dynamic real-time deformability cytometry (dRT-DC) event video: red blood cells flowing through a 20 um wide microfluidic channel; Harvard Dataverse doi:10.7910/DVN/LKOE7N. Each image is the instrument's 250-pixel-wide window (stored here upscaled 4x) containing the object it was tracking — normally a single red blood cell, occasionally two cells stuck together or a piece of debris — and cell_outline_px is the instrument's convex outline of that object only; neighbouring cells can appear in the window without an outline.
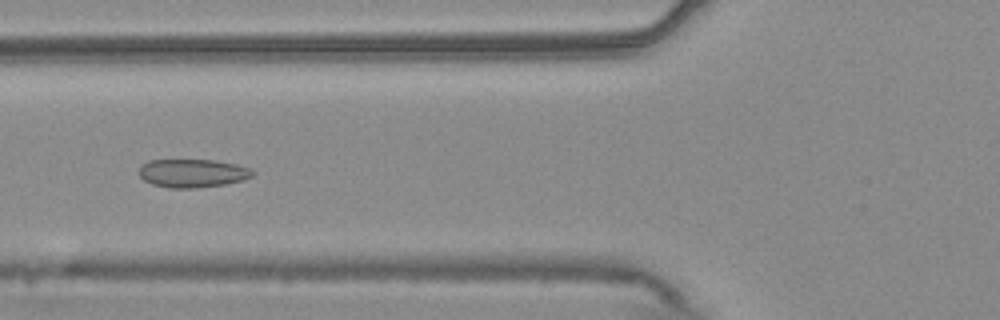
{"species": "common noctule bat (a hibernating species)", "species_latin": "Nyctalus noctula", "temperature_condition": "warm", "stored_images_in_passage": 55, "camera_frame_rate_fps": 3000, "um_per_image_px": 0.085, "animal": {"sex": "male", "body_mass_g": 20.4}, "frame": {"image": 1, "passage_image": 21, "time_ms": 6.667, "image_size_px": [1000, 320], "cell_outline_px": [[256, 172], [252, 176], [244, 180], [224, 184], [192, 188], [168, 188], [152, 184], [144, 180], [140, 176], [140, 164], [148, 160], [212, 160], [236, 164], [252, 168]], "centroid_in_image_um": [16.38, 14.72], "position_along_channel_um": 109.4, "area_um2": 18.84}}
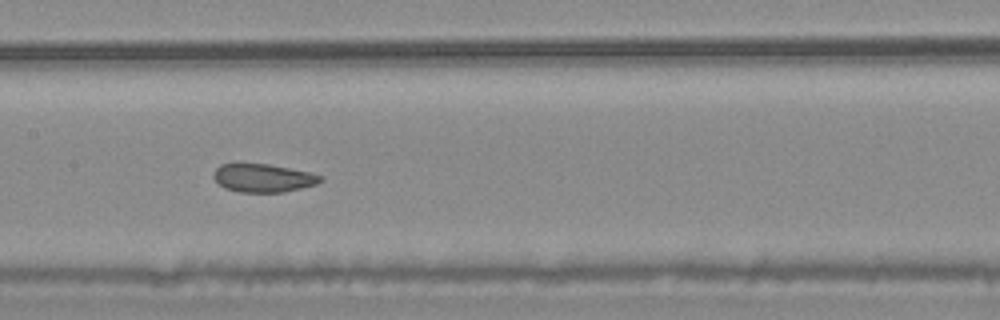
{"frame": {"image": 2, "passage_image": 27, "time_ms": 8.667, "image_size_px": [1000, 320], "cell_outline_px": [[324, 180], [316, 184], [284, 192], [240, 192], [224, 188], [212, 176], [212, 172], [220, 164], [268, 164], [308, 172], [324, 176]], "centroid_in_image_um": [22.36, 15.13], "position_along_channel_um": 185.0, "area_um2": 17.51}}
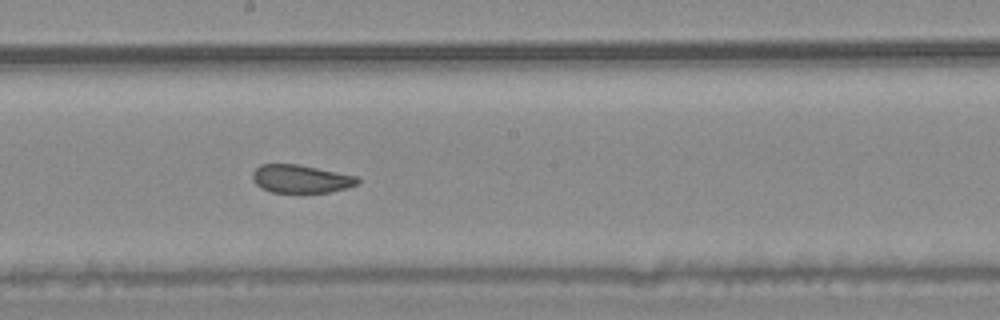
{"frame": {"image": 3, "passage_image": 30, "time_ms": 9.667, "image_size_px": [1000, 320], "cell_outline_px": [[360, 180], [356, 184], [344, 188], [328, 192], [272, 192], [260, 188], [252, 180], [252, 172], [260, 164], [296, 164], [356, 176]], "centroid_in_image_um": [25.5, 15.2], "position_along_channel_um": 222.7, "area_um2": 16.94}}